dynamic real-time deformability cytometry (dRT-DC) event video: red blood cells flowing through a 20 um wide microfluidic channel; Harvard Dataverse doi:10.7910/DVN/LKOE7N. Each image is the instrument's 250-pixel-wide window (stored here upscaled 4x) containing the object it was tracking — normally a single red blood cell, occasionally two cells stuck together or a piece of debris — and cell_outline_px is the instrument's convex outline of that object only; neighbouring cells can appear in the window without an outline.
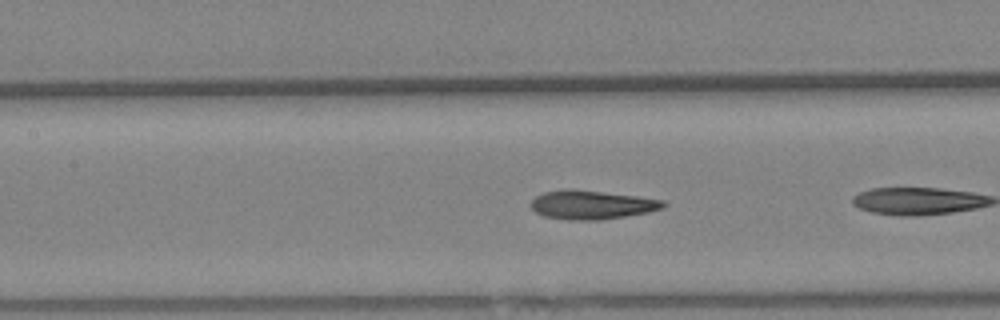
{"species": "Egyptian fruit bat (a non-hibernating species)", "species_latin": "Rousettus aegyptiacus", "temperature_condition": "warm", "stored_images_in_passage": 17, "camera_frame_rate_fps": 3000, "um_per_image_px": 0.085, "animal": {"sex": "female"}, "frame": {"image": 1, "passage_image": 8, "time_ms": 2.333, "image_size_px": [1000, 320], "cell_outline_px": [[668, 204], [664, 208], [648, 212], [600, 220], [564, 220], [544, 216], [536, 212], [528, 204], [536, 196], [544, 192], [564, 188], [572, 188], [636, 196], [664, 200]], "centroid_in_image_um": [50.27, 17.4], "position_along_channel_um": 157.1, "area_um2": 22.48}}